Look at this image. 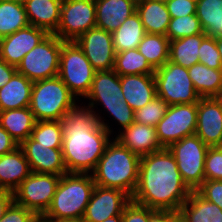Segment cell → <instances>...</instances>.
Listing matches in <instances>:
<instances>
[{"mask_svg":"<svg viewBox=\"0 0 222 222\" xmlns=\"http://www.w3.org/2000/svg\"><path fill=\"white\" fill-rule=\"evenodd\" d=\"M119 76L130 74H154L155 70L138 49L116 53L113 69Z\"/></svg>","mask_w":222,"mask_h":222,"instance_id":"d6a6232c","label":"cell"},{"mask_svg":"<svg viewBox=\"0 0 222 222\" xmlns=\"http://www.w3.org/2000/svg\"><path fill=\"white\" fill-rule=\"evenodd\" d=\"M137 49L156 70L169 60L170 40L166 35L146 33Z\"/></svg>","mask_w":222,"mask_h":222,"instance_id":"4dcf8cb0","label":"cell"},{"mask_svg":"<svg viewBox=\"0 0 222 222\" xmlns=\"http://www.w3.org/2000/svg\"><path fill=\"white\" fill-rule=\"evenodd\" d=\"M38 216L31 210L13 202L6 210L0 222H35Z\"/></svg>","mask_w":222,"mask_h":222,"instance_id":"60d3db41","label":"cell"},{"mask_svg":"<svg viewBox=\"0 0 222 222\" xmlns=\"http://www.w3.org/2000/svg\"><path fill=\"white\" fill-rule=\"evenodd\" d=\"M103 222H122V215L112 216V217L104 220Z\"/></svg>","mask_w":222,"mask_h":222,"instance_id":"816d5d0a","label":"cell"},{"mask_svg":"<svg viewBox=\"0 0 222 222\" xmlns=\"http://www.w3.org/2000/svg\"><path fill=\"white\" fill-rule=\"evenodd\" d=\"M153 209L131 201L122 213V222H149Z\"/></svg>","mask_w":222,"mask_h":222,"instance_id":"b9f144b4","label":"cell"},{"mask_svg":"<svg viewBox=\"0 0 222 222\" xmlns=\"http://www.w3.org/2000/svg\"><path fill=\"white\" fill-rule=\"evenodd\" d=\"M96 27L95 0H63L60 23L54 33L63 41H75Z\"/></svg>","mask_w":222,"mask_h":222,"instance_id":"7c38bea8","label":"cell"},{"mask_svg":"<svg viewBox=\"0 0 222 222\" xmlns=\"http://www.w3.org/2000/svg\"><path fill=\"white\" fill-rule=\"evenodd\" d=\"M215 37H222V28H221V30L215 35Z\"/></svg>","mask_w":222,"mask_h":222,"instance_id":"9f6ffc18","label":"cell"},{"mask_svg":"<svg viewBox=\"0 0 222 222\" xmlns=\"http://www.w3.org/2000/svg\"><path fill=\"white\" fill-rule=\"evenodd\" d=\"M17 72L16 67L0 59V89L5 86Z\"/></svg>","mask_w":222,"mask_h":222,"instance_id":"7dc6e473","label":"cell"},{"mask_svg":"<svg viewBox=\"0 0 222 222\" xmlns=\"http://www.w3.org/2000/svg\"><path fill=\"white\" fill-rule=\"evenodd\" d=\"M14 202V195L9 191H0V219L5 214L9 206Z\"/></svg>","mask_w":222,"mask_h":222,"instance_id":"c3c4849f","label":"cell"},{"mask_svg":"<svg viewBox=\"0 0 222 222\" xmlns=\"http://www.w3.org/2000/svg\"><path fill=\"white\" fill-rule=\"evenodd\" d=\"M113 117V120H117L121 129L129 127L134 120V110L129 106L116 107V108H104Z\"/></svg>","mask_w":222,"mask_h":222,"instance_id":"ee69618b","label":"cell"},{"mask_svg":"<svg viewBox=\"0 0 222 222\" xmlns=\"http://www.w3.org/2000/svg\"><path fill=\"white\" fill-rule=\"evenodd\" d=\"M35 123L29 107L0 112V126L19 144L31 136Z\"/></svg>","mask_w":222,"mask_h":222,"instance_id":"4316f807","label":"cell"},{"mask_svg":"<svg viewBox=\"0 0 222 222\" xmlns=\"http://www.w3.org/2000/svg\"><path fill=\"white\" fill-rule=\"evenodd\" d=\"M115 139L139 157L163 149L157 138L156 127L135 121L129 127L124 128Z\"/></svg>","mask_w":222,"mask_h":222,"instance_id":"d6986e66","label":"cell"},{"mask_svg":"<svg viewBox=\"0 0 222 222\" xmlns=\"http://www.w3.org/2000/svg\"><path fill=\"white\" fill-rule=\"evenodd\" d=\"M63 0H29L24 4L29 25L54 34L60 23Z\"/></svg>","mask_w":222,"mask_h":222,"instance_id":"603a6c76","label":"cell"},{"mask_svg":"<svg viewBox=\"0 0 222 222\" xmlns=\"http://www.w3.org/2000/svg\"><path fill=\"white\" fill-rule=\"evenodd\" d=\"M216 44L220 54L221 66H222V37H216Z\"/></svg>","mask_w":222,"mask_h":222,"instance_id":"f907efd6","label":"cell"},{"mask_svg":"<svg viewBox=\"0 0 222 222\" xmlns=\"http://www.w3.org/2000/svg\"><path fill=\"white\" fill-rule=\"evenodd\" d=\"M63 42L55 34H49L22 58L17 72L32 82L58 76Z\"/></svg>","mask_w":222,"mask_h":222,"instance_id":"ba28073f","label":"cell"},{"mask_svg":"<svg viewBox=\"0 0 222 222\" xmlns=\"http://www.w3.org/2000/svg\"><path fill=\"white\" fill-rule=\"evenodd\" d=\"M191 192L168 148L140 157L138 183L131 201L153 210L179 212Z\"/></svg>","mask_w":222,"mask_h":222,"instance_id":"7a4b0ae2","label":"cell"},{"mask_svg":"<svg viewBox=\"0 0 222 222\" xmlns=\"http://www.w3.org/2000/svg\"><path fill=\"white\" fill-rule=\"evenodd\" d=\"M194 88L201 98L213 97L222 87V70L196 63L188 68Z\"/></svg>","mask_w":222,"mask_h":222,"instance_id":"f546056e","label":"cell"},{"mask_svg":"<svg viewBox=\"0 0 222 222\" xmlns=\"http://www.w3.org/2000/svg\"><path fill=\"white\" fill-rule=\"evenodd\" d=\"M181 222H222V209L192 191L179 210Z\"/></svg>","mask_w":222,"mask_h":222,"instance_id":"d4e9b609","label":"cell"},{"mask_svg":"<svg viewBox=\"0 0 222 222\" xmlns=\"http://www.w3.org/2000/svg\"><path fill=\"white\" fill-rule=\"evenodd\" d=\"M63 161L68 173H92L113 132L89 106L76 104L62 119ZM110 139V140H109Z\"/></svg>","mask_w":222,"mask_h":222,"instance_id":"6da1fadb","label":"cell"},{"mask_svg":"<svg viewBox=\"0 0 222 222\" xmlns=\"http://www.w3.org/2000/svg\"><path fill=\"white\" fill-rule=\"evenodd\" d=\"M195 134L208 146H222V108L213 97L197 102Z\"/></svg>","mask_w":222,"mask_h":222,"instance_id":"ac0fdd59","label":"cell"},{"mask_svg":"<svg viewBox=\"0 0 222 222\" xmlns=\"http://www.w3.org/2000/svg\"><path fill=\"white\" fill-rule=\"evenodd\" d=\"M196 16L204 33L215 36L222 28V0H198Z\"/></svg>","mask_w":222,"mask_h":222,"instance_id":"836d02e7","label":"cell"},{"mask_svg":"<svg viewBox=\"0 0 222 222\" xmlns=\"http://www.w3.org/2000/svg\"><path fill=\"white\" fill-rule=\"evenodd\" d=\"M131 202V197L119 190L95 185L83 218L86 222H103L122 215L124 208Z\"/></svg>","mask_w":222,"mask_h":222,"instance_id":"5bb4252c","label":"cell"},{"mask_svg":"<svg viewBox=\"0 0 222 222\" xmlns=\"http://www.w3.org/2000/svg\"><path fill=\"white\" fill-rule=\"evenodd\" d=\"M199 63L208 68L222 70L220 54L217 49L216 37L206 36L199 47Z\"/></svg>","mask_w":222,"mask_h":222,"instance_id":"74e56055","label":"cell"},{"mask_svg":"<svg viewBox=\"0 0 222 222\" xmlns=\"http://www.w3.org/2000/svg\"><path fill=\"white\" fill-rule=\"evenodd\" d=\"M150 1H158V2L166 3L168 0H150Z\"/></svg>","mask_w":222,"mask_h":222,"instance_id":"680465c9","label":"cell"},{"mask_svg":"<svg viewBox=\"0 0 222 222\" xmlns=\"http://www.w3.org/2000/svg\"><path fill=\"white\" fill-rule=\"evenodd\" d=\"M178 212L154 210L150 214L149 222H179Z\"/></svg>","mask_w":222,"mask_h":222,"instance_id":"bcb514c9","label":"cell"},{"mask_svg":"<svg viewBox=\"0 0 222 222\" xmlns=\"http://www.w3.org/2000/svg\"><path fill=\"white\" fill-rule=\"evenodd\" d=\"M29 25L24 5L11 0H0V34L3 37Z\"/></svg>","mask_w":222,"mask_h":222,"instance_id":"1f68e13d","label":"cell"},{"mask_svg":"<svg viewBox=\"0 0 222 222\" xmlns=\"http://www.w3.org/2000/svg\"><path fill=\"white\" fill-rule=\"evenodd\" d=\"M208 148L196 134L184 137L168 147L183 181L192 191L205 180L204 162Z\"/></svg>","mask_w":222,"mask_h":222,"instance_id":"9c48e42d","label":"cell"},{"mask_svg":"<svg viewBox=\"0 0 222 222\" xmlns=\"http://www.w3.org/2000/svg\"><path fill=\"white\" fill-rule=\"evenodd\" d=\"M25 158L29 162L31 172L55 174L62 176L67 172L61 148H49L38 145V142L28 137L19 144Z\"/></svg>","mask_w":222,"mask_h":222,"instance_id":"9a60e30c","label":"cell"},{"mask_svg":"<svg viewBox=\"0 0 222 222\" xmlns=\"http://www.w3.org/2000/svg\"><path fill=\"white\" fill-rule=\"evenodd\" d=\"M124 101L136 111L156 97L154 74H130L120 76Z\"/></svg>","mask_w":222,"mask_h":222,"instance_id":"ffe728a7","label":"cell"},{"mask_svg":"<svg viewBox=\"0 0 222 222\" xmlns=\"http://www.w3.org/2000/svg\"><path fill=\"white\" fill-rule=\"evenodd\" d=\"M95 182L91 173H66L61 176L50 207L42 216L50 222L82 218Z\"/></svg>","mask_w":222,"mask_h":222,"instance_id":"277c9868","label":"cell"},{"mask_svg":"<svg viewBox=\"0 0 222 222\" xmlns=\"http://www.w3.org/2000/svg\"><path fill=\"white\" fill-rule=\"evenodd\" d=\"M11 1H14V2H16V3H18V4L24 5V4L27 3L29 0H11Z\"/></svg>","mask_w":222,"mask_h":222,"instance_id":"db71d44e","label":"cell"},{"mask_svg":"<svg viewBox=\"0 0 222 222\" xmlns=\"http://www.w3.org/2000/svg\"><path fill=\"white\" fill-rule=\"evenodd\" d=\"M33 82L16 72L0 89V112L29 107Z\"/></svg>","mask_w":222,"mask_h":222,"instance_id":"cb8c5ba5","label":"cell"},{"mask_svg":"<svg viewBox=\"0 0 222 222\" xmlns=\"http://www.w3.org/2000/svg\"><path fill=\"white\" fill-rule=\"evenodd\" d=\"M136 13L139 15L146 33L166 35L171 17L165 3L137 0Z\"/></svg>","mask_w":222,"mask_h":222,"instance_id":"484cf974","label":"cell"},{"mask_svg":"<svg viewBox=\"0 0 222 222\" xmlns=\"http://www.w3.org/2000/svg\"><path fill=\"white\" fill-rule=\"evenodd\" d=\"M18 147L19 143L14 140L2 126H0V156L10 153Z\"/></svg>","mask_w":222,"mask_h":222,"instance_id":"f6af8a7d","label":"cell"},{"mask_svg":"<svg viewBox=\"0 0 222 222\" xmlns=\"http://www.w3.org/2000/svg\"><path fill=\"white\" fill-rule=\"evenodd\" d=\"M215 101L221 106L222 108V87L218 90V92L213 96Z\"/></svg>","mask_w":222,"mask_h":222,"instance_id":"681fc988","label":"cell"},{"mask_svg":"<svg viewBox=\"0 0 222 222\" xmlns=\"http://www.w3.org/2000/svg\"><path fill=\"white\" fill-rule=\"evenodd\" d=\"M168 104L156 96L149 103L134 112V120L139 124L156 127L164 117Z\"/></svg>","mask_w":222,"mask_h":222,"instance_id":"8d00e7d4","label":"cell"},{"mask_svg":"<svg viewBox=\"0 0 222 222\" xmlns=\"http://www.w3.org/2000/svg\"><path fill=\"white\" fill-rule=\"evenodd\" d=\"M30 137L37 141L38 145L49 146V148H62V120L36 121Z\"/></svg>","mask_w":222,"mask_h":222,"instance_id":"e575fe53","label":"cell"},{"mask_svg":"<svg viewBox=\"0 0 222 222\" xmlns=\"http://www.w3.org/2000/svg\"><path fill=\"white\" fill-rule=\"evenodd\" d=\"M96 70L75 41H64L60 51L59 78L77 98L87 96Z\"/></svg>","mask_w":222,"mask_h":222,"instance_id":"8992f818","label":"cell"},{"mask_svg":"<svg viewBox=\"0 0 222 222\" xmlns=\"http://www.w3.org/2000/svg\"><path fill=\"white\" fill-rule=\"evenodd\" d=\"M197 103H183L167 107L164 117L156 126L157 138L163 148L195 134Z\"/></svg>","mask_w":222,"mask_h":222,"instance_id":"8fae6325","label":"cell"},{"mask_svg":"<svg viewBox=\"0 0 222 222\" xmlns=\"http://www.w3.org/2000/svg\"><path fill=\"white\" fill-rule=\"evenodd\" d=\"M75 42L96 71L114 69L116 52L112 33L94 27L80 35Z\"/></svg>","mask_w":222,"mask_h":222,"instance_id":"4fadbf2b","label":"cell"},{"mask_svg":"<svg viewBox=\"0 0 222 222\" xmlns=\"http://www.w3.org/2000/svg\"><path fill=\"white\" fill-rule=\"evenodd\" d=\"M205 180H222V147H209L204 162Z\"/></svg>","mask_w":222,"mask_h":222,"instance_id":"f35d334b","label":"cell"},{"mask_svg":"<svg viewBox=\"0 0 222 222\" xmlns=\"http://www.w3.org/2000/svg\"><path fill=\"white\" fill-rule=\"evenodd\" d=\"M57 222H86L84 218H76V219H63Z\"/></svg>","mask_w":222,"mask_h":222,"instance_id":"f5cc1de1","label":"cell"},{"mask_svg":"<svg viewBox=\"0 0 222 222\" xmlns=\"http://www.w3.org/2000/svg\"><path fill=\"white\" fill-rule=\"evenodd\" d=\"M156 96L168 106L197 103L201 97L194 88L187 68L171 61L155 70Z\"/></svg>","mask_w":222,"mask_h":222,"instance_id":"52a82bcc","label":"cell"},{"mask_svg":"<svg viewBox=\"0 0 222 222\" xmlns=\"http://www.w3.org/2000/svg\"><path fill=\"white\" fill-rule=\"evenodd\" d=\"M207 36L200 33L194 36L184 37L170 41L169 61L184 68H190L199 63V47L202 40Z\"/></svg>","mask_w":222,"mask_h":222,"instance_id":"f1b7e54d","label":"cell"},{"mask_svg":"<svg viewBox=\"0 0 222 222\" xmlns=\"http://www.w3.org/2000/svg\"><path fill=\"white\" fill-rule=\"evenodd\" d=\"M139 167L140 157L113 138L91 174L95 185L119 189L131 197L137 187Z\"/></svg>","mask_w":222,"mask_h":222,"instance_id":"3957f363","label":"cell"},{"mask_svg":"<svg viewBox=\"0 0 222 222\" xmlns=\"http://www.w3.org/2000/svg\"><path fill=\"white\" fill-rule=\"evenodd\" d=\"M200 33H204V31L197 16L187 15L180 18H171L166 37L171 41Z\"/></svg>","mask_w":222,"mask_h":222,"instance_id":"d590c367","label":"cell"},{"mask_svg":"<svg viewBox=\"0 0 222 222\" xmlns=\"http://www.w3.org/2000/svg\"><path fill=\"white\" fill-rule=\"evenodd\" d=\"M35 222H50V221H47V220L43 219L42 217H38Z\"/></svg>","mask_w":222,"mask_h":222,"instance_id":"11a10c76","label":"cell"},{"mask_svg":"<svg viewBox=\"0 0 222 222\" xmlns=\"http://www.w3.org/2000/svg\"><path fill=\"white\" fill-rule=\"evenodd\" d=\"M2 42H3V36L0 34V50H1Z\"/></svg>","mask_w":222,"mask_h":222,"instance_id":"6f0895ef","label":"cell"},{"mask_svg":"<svg viewBox=\"0 0 222 222\" xmlns=\"http://www.w3.org/2000/svg\"><path fill=\"white\" fill-rule=\"evenodd\" d=\"M145 34L146 31L141 19L135 12L112 33L115 52L119 53L125 50L136 49Z\"/></svg>","mask_w":222,"mask_h":222,"instance_id":"83f0119b","label":"cell"},{"mask_svg":"<svg viewBox=\"0 0 222 222\" xmlns=\"http://www.w3.org/2000/svg\"><path fill=\"white\" fill-rule=\"evenodd\" d=\"M195 191L205 200L222 209V180H204Z\"/></svg>","mask_w":222,"mask_h":222,"instance_id":"ab89813d","label":"cell"},{"mask_svg":"<svg viewBox=\"0 0 222 222\" xmlns=\"http://www.w3.org/2000/svg\"><path fill=\"white\" fill-rule=\"evenodd\" d=\"M29 162L20 147L0 156V189L14 192L31 174Z\"/></svg>","mask_w":222,"mask_h":222,"instance_id":"7402d4cb","label":"cell"},{"mask_svg":"<svg viewBox=\"0 0 222 222\" xmlns=\"http://www.w3.org/2000/svg\"><path fill=\"white\" fill-rule=\"evenodd\" d=\"M90 100L88 106L92 109L95 104H101L104 108L125 107L121 90L120 76L114 71H96L89 93L85 97Z\"/></svg>","mask_w":222,"mask_h":222,"instance_id":"e0dca14e","label":"cell"},{"mask_svg":"<svg viewBox=\"0 0 222 222\" xmlns=\"http://www.w3.org/2000/svg\"><path fill=\"white\" fill-rule=\"evenodd\" d=\"M137 0H95L96 27L113 33L136 12Z\"/></svg>","mask_w":222,"mask_h":222,"instance_id":"44dd1931","label":"cell"},{"mask_svg":"<svg viewBox=\"0 0 222 222\" xmlns=\"http://www.w3.org/2000/svg\"><path fill=\"white\" fill-rule=\"evenodd\" d=\"M48 35L43 29L28 25L3 37L0 59L17 68L22 58Z\"/></svg>","mask_w":222,"mask_h":222,"instance_id":"2e32d148","label":"cell"},{"mask_svg":"<svg viewBox=\"0 0 222 222\" xmlns=\"http://www.w3.org/2000/svg\"><path fill=\"white\" fill-rule=\"evenodd\" d=\"M61 176L32 172L13 192L14 202L42 217L50 207Z\"/></svg>","mask_w":222,"mask_h":222,"instance_id":"30bf717a","label":"cell"},{"mask_svg":"<svg viewBox=\"0 0 222 222\" xmlns=\"http://www.w3.org/2000/svg\"><path fill=\"white\" fill-rule=\"evenodd\" d=\"M77 98L55 76L33 82L29 108L36 121H59L76 105Z\"/></svg>","mask_w":222,"mask_h":222,"instance_id":"5b68a950","label":"cell"},{"mask_svg":"<svg viewBox=\"0 0 222 222\" xmlns=\"http://www.w3.org/2000/svg\"><path fill=\"white\" fill-rule=\"evenodd\" d=\"M167 10L171 18H180L187 15H196L197 3L190 0H168Z\"/></svg>","mask_w":222,"mask_h":222,"instance_id":"7bdbcfd3","label":"cell"}]
</instances>
